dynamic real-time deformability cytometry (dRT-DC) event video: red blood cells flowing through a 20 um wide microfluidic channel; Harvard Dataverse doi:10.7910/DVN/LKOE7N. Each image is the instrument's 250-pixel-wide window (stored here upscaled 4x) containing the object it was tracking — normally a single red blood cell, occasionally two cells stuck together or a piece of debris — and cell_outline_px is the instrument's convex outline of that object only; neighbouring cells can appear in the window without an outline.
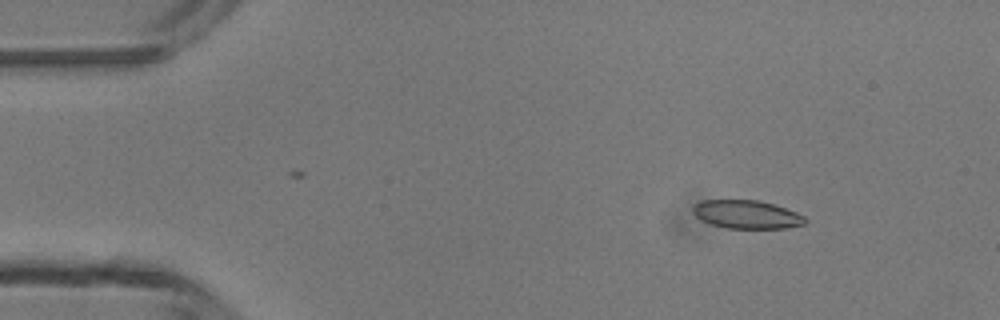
{"species": "common noctule bat (a hibernating species)", "species_latin": "Nyctalus noctula", "temperature_condition": "room temperature", "stored_images_in_passage": 3, "camera_frame_rate_fps": 3000, "um_per_image_px": 0.085, "animal": {"sex": "male", "body_mass_g": 13.3}, "frame": {"image": 1, "passage_image": 1, "time_ms": 0.0, "image_size_px": [1000, 320], "cell_outline_px": [[808, 220], [804, 224], [788, 228], [728, 228], [712, 224], [700, 220], [692, 212], [692, 208], [700, 200], [760, 200], [776, 204], [796, 212], [804, 216]], "centroid_in_image_um": [63.49, 18.22], "position_along_channel_um": 21.5, "area_um2": 18.67}}